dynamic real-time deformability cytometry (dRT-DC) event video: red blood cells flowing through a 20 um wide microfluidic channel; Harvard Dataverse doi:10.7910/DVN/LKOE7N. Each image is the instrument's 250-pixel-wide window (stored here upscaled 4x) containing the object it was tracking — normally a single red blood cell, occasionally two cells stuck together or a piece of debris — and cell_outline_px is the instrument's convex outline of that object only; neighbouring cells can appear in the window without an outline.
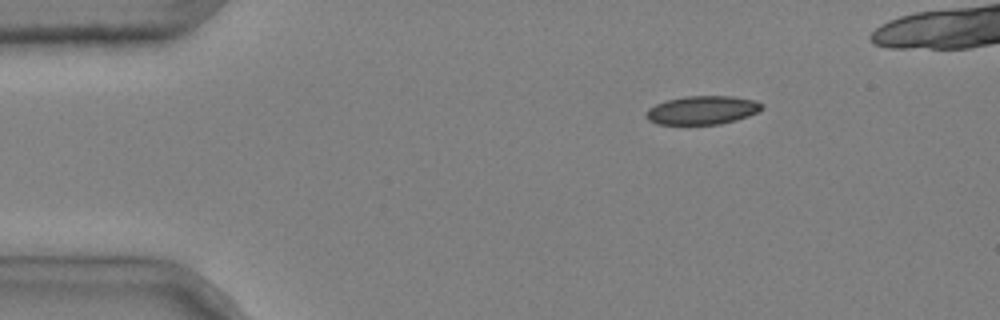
{"species": "common noctule bat (a hibernating species)", "species_latin": "Nyctalus noctula", "temperature_condition": "cold", "stored_images_in_passage": 3, "camera_frame_rate_fps": 3000, "um_per_image_px": 0.085, "animal": {"sex": "male", "body_mass_g": 20.4}, "frame": {"image": 1, "passage_image": 1, "time_ms": 0.0, "image_size_px": [1000, 320], "cell_outline_px": [[764, 108], [748, 116], [736, 120], [720, 124], [656, 124], [648, 120], [644, 116], [648, 108], [656, 104], [668, 100], [684, 96], [732, 96], [756, 100], [764, 104]], "centroid_in_image_um": [59.7, 9.36], "position_along_channel_um": 25.3, "area_um2": 19.36}}